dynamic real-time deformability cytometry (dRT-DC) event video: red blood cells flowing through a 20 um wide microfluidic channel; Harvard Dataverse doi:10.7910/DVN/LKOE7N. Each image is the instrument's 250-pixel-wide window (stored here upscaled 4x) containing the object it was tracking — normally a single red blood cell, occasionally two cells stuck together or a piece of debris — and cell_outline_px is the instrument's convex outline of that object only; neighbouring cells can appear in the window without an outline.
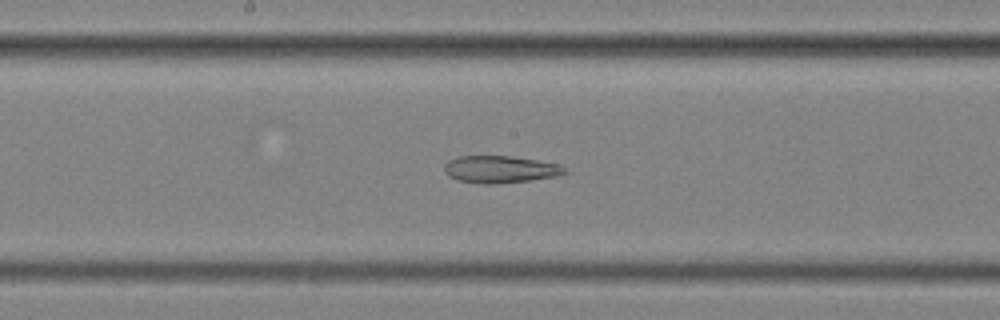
{"species": "common noctule bat (a hibernating species)", "species_latin": "Nyctalus noctula", "temperature_condition": "cold", "stored_images_in_passage": 39, "segment_of_instrument_passage": [2, 2], "camera_frame_rate_fps": 3000, "um_per_image_px": 0.085, "animal": {"sex": "female", "body_mass_g": 25.1}, "frame": {"image": 1, "passage_image": 18, "time_ms": 5.667, "image_size_px": [1000, 320], "cell_outline_px": [[568, 172], [556, 176], [532, 180], [496, 184], [484, 184], [456, 180], [448, 176], [444, 172], [444, 164], [448, 160], [456, 156], [512, 156], [560, 164]], "centroid_in_image_um": [42.48, 14.39], "position_along_channel_um": 205.7, "area_um2": 19.25}}
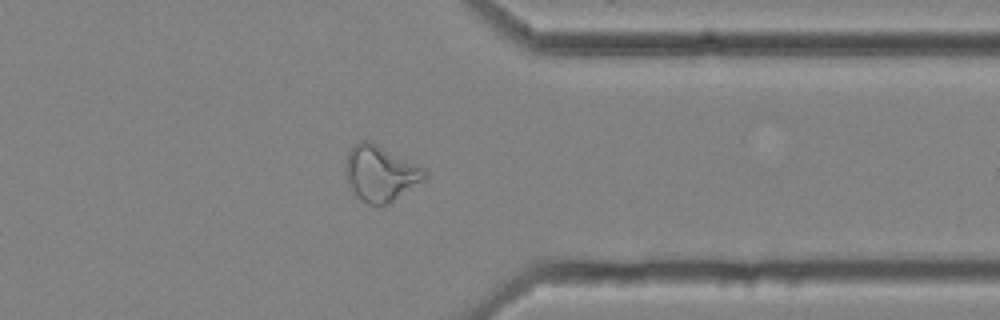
{"frame": {"image": 2, "passage_image": 33, "time_ms": 10.667, "image_size_px": [1000, 320], "cell_outline_px": [[428, 176], [424, 180], [388, 204], [368, 204], [356, 196], [348, 184], [344, 172], [344, 168], [348, 152], [360, 140], [372, 140], [424, 168], [428, 172]], "centroid_in_image_um": [32.33, 14.71], "position_along_channel_um": 379.1, "area_um2": 25.84}}